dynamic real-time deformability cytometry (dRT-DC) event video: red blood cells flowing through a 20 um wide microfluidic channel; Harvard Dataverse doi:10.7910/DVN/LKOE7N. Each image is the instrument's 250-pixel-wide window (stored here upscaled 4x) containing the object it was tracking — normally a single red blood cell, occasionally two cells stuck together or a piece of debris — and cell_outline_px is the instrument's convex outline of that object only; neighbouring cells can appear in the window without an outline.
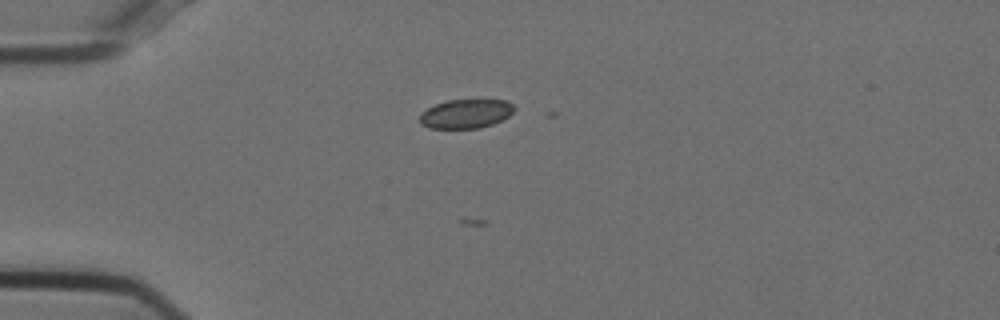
{"species": "Egyptian fruit bat (a non-hibernating species)", "species_latin": "Rousettus aegyptiacus", "temperature_condition": "cold", "stored_images_in_passage": 12, "camera_frame_rate_fps": 3000, "um_per_image_px": 0.085, "animal": {"sex": "female"}, "frame": {"image": 1, "passage_image": 9, "time_ms": 2.667, "image_size_px": [1000, 320], "cell_outline_px": [[512, 112], [508, 116], [492, 124], [480, 128], [428, 128], [420, 124], [420, 112], [436, 104], [448, 100], [508, 100], [512, 104]], "centroid_in_image_um": [39.55, 9.67], "position_along_channel_um": 45.4, "area_um2": 15.84}}